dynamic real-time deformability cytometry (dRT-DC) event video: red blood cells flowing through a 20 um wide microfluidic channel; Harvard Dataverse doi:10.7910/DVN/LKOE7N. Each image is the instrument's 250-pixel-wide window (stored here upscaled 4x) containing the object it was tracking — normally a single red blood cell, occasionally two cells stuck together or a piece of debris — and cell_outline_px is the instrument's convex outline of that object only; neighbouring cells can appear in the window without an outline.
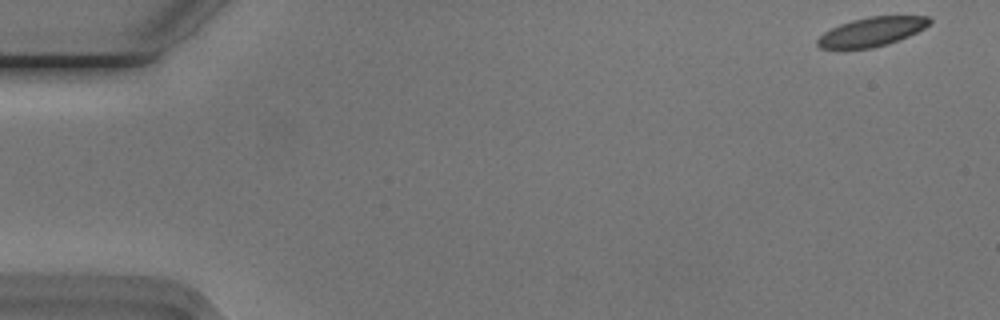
{"species": "Egyptian fruit bat (a non-hibernating species)", "species_latin": "Rousettus aegyptiacus", "temperature_condition": "cold", "stored_images_in_passage": 52, "camera_frame_rate_fps": 3000, "um_per_image_px": 0.085, "animal": {"sex": "male"}, "frame": {"image": 1, "passage_image": 1, "time_ms": 0.0, "image_size_px": [1000, 320], "cell_outline_px": [[932, 20], [924, 28], [908, 36], [888, 44], [872, 48], [820, 48], [816, 44], [816, 40], [824, 32], [840, 24], [852, 20], [868, 16], [928, 16]], "centroid_in_image_um": [74.09, 2.69], "position_along_channel_um": 10.9, "area_um2": 18.79}}
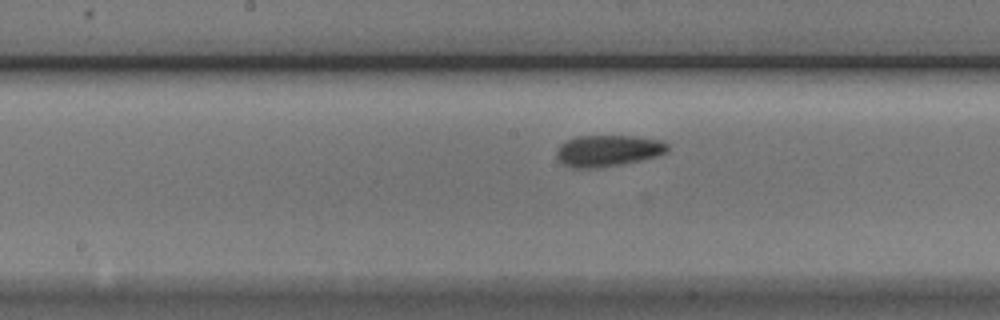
{"frame": {"image": 2, "passage_image": 27, "time_ms": 8.667, "image_size_px": [1000, 320], "cell_outline_px": [[668, 152], [660, 156], [644, 160], [624, 164], [596, 168], [572, 168], [564, 164], [556, 156], [556, 152], [560, 144], [576, 136], [632, 136], [660, 140], [668, 144]], "centroid_in_image_um": [51.71, 12.82], "position_along_channel_um": 196.5, "area_um2": 20.52}}
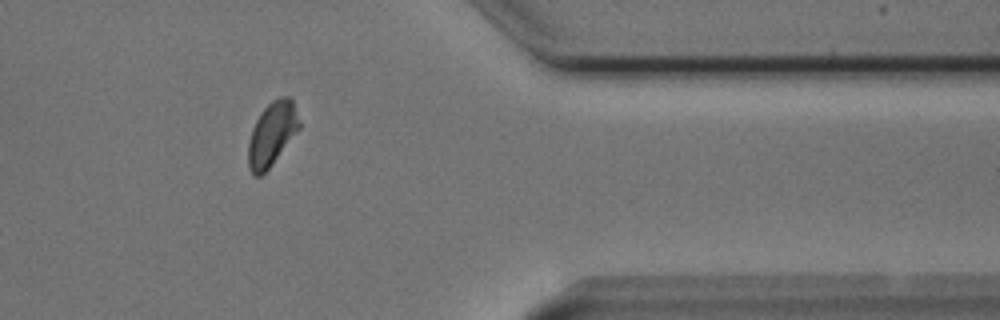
{"frame": {"image": 3, "passage_image": 44, "time_ms": 14.333, "image_size_px": [1000, 320], "cell_outline_px": [[300, 128], [272, 164], [260, 176], [252, 176], [248, 168], [248, 144], [252, 128], [256, 120], [264, 108], [272, 100], [280, 96], [292, 96], [300, 120]], "centroid_in_image_um": [23.12, 11.36], "position_along_channel_um": 388.3, "area_um2": 19.07}, "authors_computed_cell_mechanics": {"area_um2": 19.9121, "velocity_mm_per_s": 3.7113, "shape_relaxation_time_tau1_ms": 5.2377, "shape_relaxation_time_tau2_ms": 3.7679, "deformation_change_tau1": 0.0962, "deformation_change_tau2": 0.0869}}